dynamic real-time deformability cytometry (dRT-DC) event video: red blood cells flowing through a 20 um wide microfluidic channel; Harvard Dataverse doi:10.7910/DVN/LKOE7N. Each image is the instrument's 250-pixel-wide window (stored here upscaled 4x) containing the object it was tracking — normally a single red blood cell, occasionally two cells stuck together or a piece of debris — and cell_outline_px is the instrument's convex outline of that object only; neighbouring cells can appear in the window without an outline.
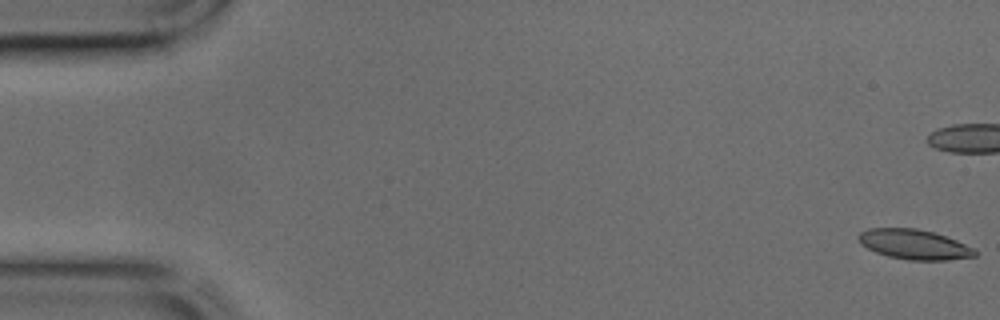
{"species": "common noctule bat (a hibernating species)", "species_latin": "Nyctalus noctula", "temperature_condition": "cold", "stored_images_in_passage": 45, "camera_frame_rate_fps": 3000, "um_per_image_px": 0.085, "animal": {"sex": "male", "body_mass_g": 17.9, "forearm_length_mm": 54.2}, "frame": {"image": 1, "passage_image": 1, "time_ms": 0.0, "image_size_px": [1000, 320], "cell_outline_px": [[976, 256], [948, 260], [908, 260], [888, 256], [876, 252], [860, 244], [856, 236], [860, 232], [868, 228], [916, 228], [932, 232], [956, 240], [976, 248]], "centroid_in_image_um": [77.69, 20.77], "position_along_channel_um": 7.3, "area_um2": 20.35}}